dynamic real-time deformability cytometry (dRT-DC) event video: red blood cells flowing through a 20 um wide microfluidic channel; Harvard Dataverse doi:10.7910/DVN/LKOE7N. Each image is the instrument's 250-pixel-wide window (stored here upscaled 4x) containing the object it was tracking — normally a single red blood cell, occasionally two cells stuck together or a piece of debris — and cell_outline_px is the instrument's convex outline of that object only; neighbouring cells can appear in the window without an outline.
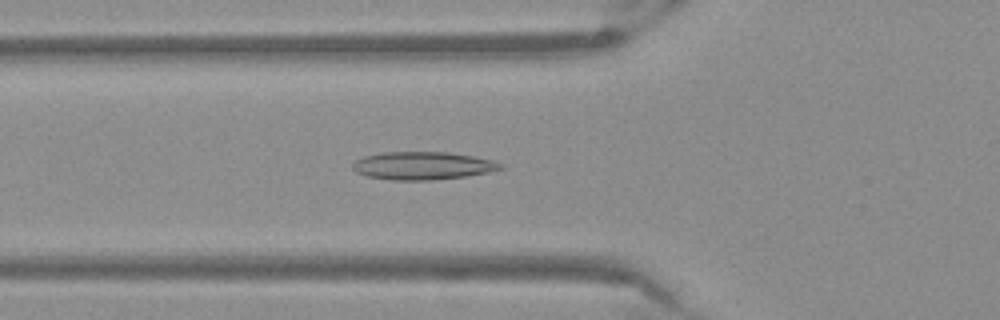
{"species": "Egyptian fruit bat (a non-hibernating species)", "species_latin": "Rousettus aegyptiacus", "temperature_condition": "warm", "stored_images_in_passage": 43, "camera_frame_rate_fps": 3000, "um_per_image_px": 0.085, "frame": {"image": 1, "passage_image": 10, "time_ms": 3.0, "image_size_px": [1000, 320], "cell_outline_px": [[504, 168], [488, 172], [464, 176], [432, 180], [392, 180], [368, 176], [356, 172], [352, 168], [352, 164], [356, 160], [364, 156], [384, 152], [448, 152], [472, 156], [492, 160], [504, 164]], "centroid_in_image_um": [35.93, 14.08], "position_along_channel_um": 89.9, "area_um2": 23.93}}
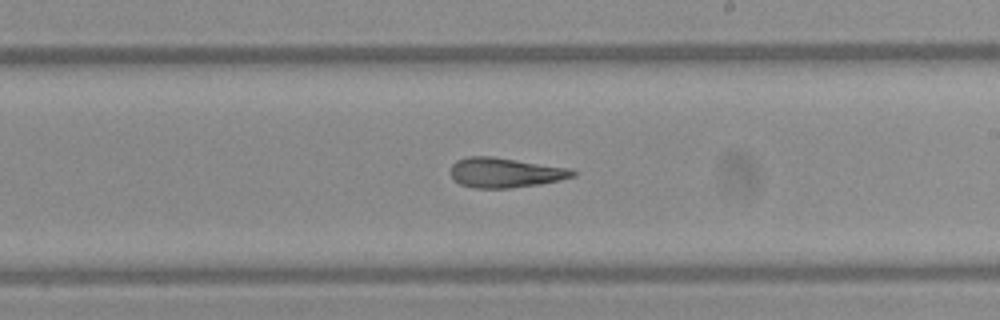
{"frame": {"image": 2, "passage_image": 22, "time_ms": 7.0, "image_size_px": [1000, 320], "cell_outline_px": [[576, 176], [560, 180], [540, 184], [508, 188], [476, 188], [460, 184], [452, 176], [452, 164], [456, 160], [468, 156], [492, 156], [572, 168], [576, 172]], "centroid_in_image_um": [42.98, 14.66], "position_along_channel_um": 246.0, "area_um2": 21.27}}
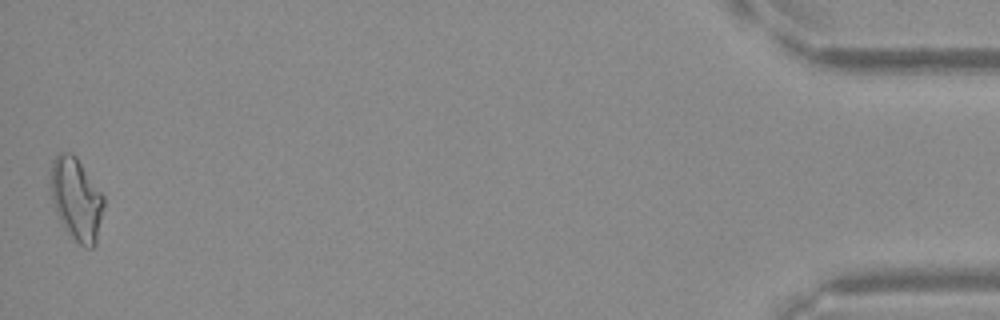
{"frame": {"image": 3, "passage_image": 43, "time_ms": 14.0, "image_size_px": [1000, 320], "cell_outline_px": [[104, 204], [96, 244], [92, 248], [84, 248], [72, 240], [60, 220], [52, 200], [52, 160], [60, 152], [72, 152], [76, 156], [104, 196]], "centroid_in_image_um": [6.51, 16.96], "position_along_channel_um": 428.7, "area_um2": 25.37}}